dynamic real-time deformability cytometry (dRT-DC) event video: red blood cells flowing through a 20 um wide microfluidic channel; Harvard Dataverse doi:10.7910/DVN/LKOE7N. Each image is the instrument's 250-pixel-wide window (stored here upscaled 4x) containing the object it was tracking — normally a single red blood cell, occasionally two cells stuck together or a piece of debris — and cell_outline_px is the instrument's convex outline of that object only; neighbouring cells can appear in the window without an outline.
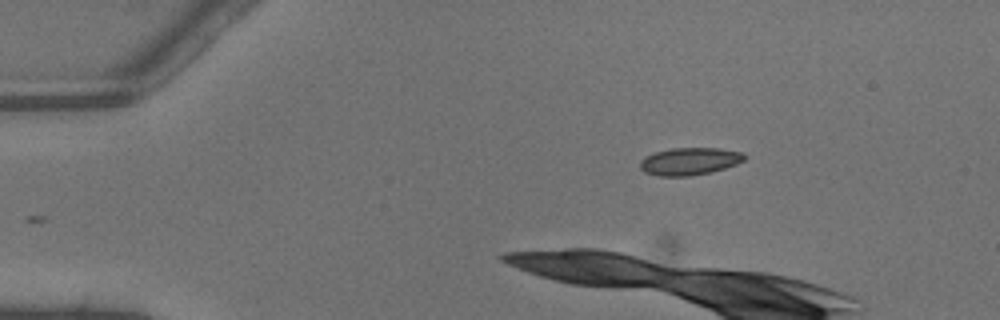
{"species": "common noctule bat (a hibernating species)", "species_latin": "Nyctalus noctula", "temperature_condition": "warm", "stored_images_in_passage": 6, "camera_frame_rate_fps": 3000, "um_per_image_px": 0.085, "animal": {"sex": "male", "body_mass_g": 13.3}, "frame": {"image": 1, "passage_image": 1, "time_ms": 0.0, "image_size_px": [1000, 320], "cell_outline_px": [[748, 156], [744, 160], [736, 164], [712, 172], [688, 176], [660, 176], [644, 172], [640, 168], [640, 160], [644, 156], [656, 152], [672, 148], [720, 148], [744, 152]], "centroid_in_image_um": [58.63, 13.7], "position_along_channel_um": 26.4, "area_um2": 16.82}}